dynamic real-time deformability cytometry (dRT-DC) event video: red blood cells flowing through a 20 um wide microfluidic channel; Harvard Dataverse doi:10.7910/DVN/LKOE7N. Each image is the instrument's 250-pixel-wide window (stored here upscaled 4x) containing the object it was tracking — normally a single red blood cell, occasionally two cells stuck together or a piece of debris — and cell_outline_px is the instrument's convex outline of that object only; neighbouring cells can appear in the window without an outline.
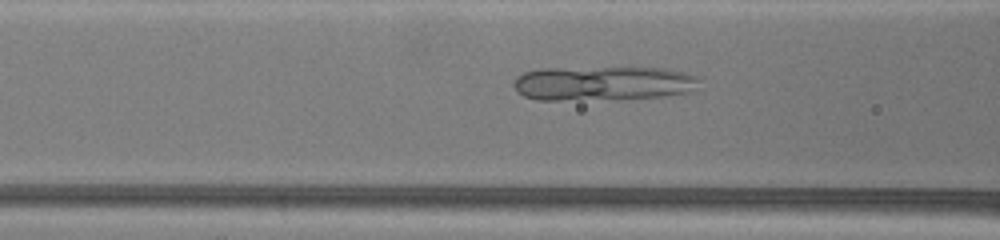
{"species": "common noctule bat (a hibernating species)", "species_latin": "Nyctalus noctula", "temperature_condition": "warm", "stored_images_in_passage": 8, "segment_of_instrument_passage": [2, 3], "camera_frame_rate_fps": 3000, "um_per_image_px": 0.085, "animal": {"sex": "female", "body_mass_g": 19.5, "forearm_length_mm": 54.1}, "frame": {"image": 1, "passage_image": 6, "time_ms": 1.667, "image_size_px": [1000, 240], "cell_outline_px": [[700, 80], [692, 92], [664, 96], [560, 100], [536, 100], [524, 96], [516, 92], [512, 84], [516, 76], [524, 72], [540, 68], [668, 68], [700, 76]], "centroid_in_image_um": [51.24, 7.07], "position_along_channel_um": 115.4, "area_um2": 37.22}}